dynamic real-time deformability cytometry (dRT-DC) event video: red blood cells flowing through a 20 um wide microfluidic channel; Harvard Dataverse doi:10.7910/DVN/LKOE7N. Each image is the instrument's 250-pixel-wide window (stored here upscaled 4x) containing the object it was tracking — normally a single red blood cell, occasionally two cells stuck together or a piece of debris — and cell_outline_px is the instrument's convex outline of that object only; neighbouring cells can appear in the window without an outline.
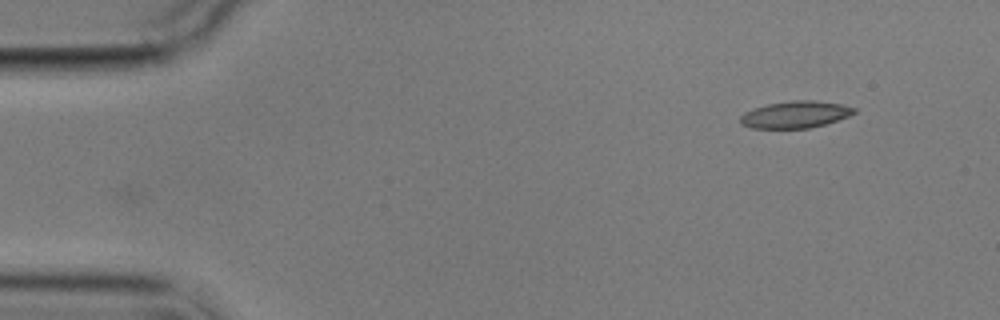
{"species": "common noctule bat (a hibernating species)", "species_latin": "Nyctalus noctula", "temperature_condition": "cold", "stored_images_in_passage": 3, "camera_frame_rate_fps": 3000, "um_per_image_px": 0.085, "animal": {"sex": "male", "body_mass_g": 17.9}, "frame": {"image": 1, "passage_image": 3, "time_ms": 3.0, "image_size_px": [1000, 320], "cell_outline_px": [[856, 112], [848, 116], [824, 124], [808, 128], [752, 128], [740, 124], [740, 116], [744, 112], [768, 104], [792, 100], [816, 100], [840, 104], [856, 108]], "centroid_in_image_um": [67.59, 9.73], "position_along_channel_um": 17.4, "area_um2": 17.69}}